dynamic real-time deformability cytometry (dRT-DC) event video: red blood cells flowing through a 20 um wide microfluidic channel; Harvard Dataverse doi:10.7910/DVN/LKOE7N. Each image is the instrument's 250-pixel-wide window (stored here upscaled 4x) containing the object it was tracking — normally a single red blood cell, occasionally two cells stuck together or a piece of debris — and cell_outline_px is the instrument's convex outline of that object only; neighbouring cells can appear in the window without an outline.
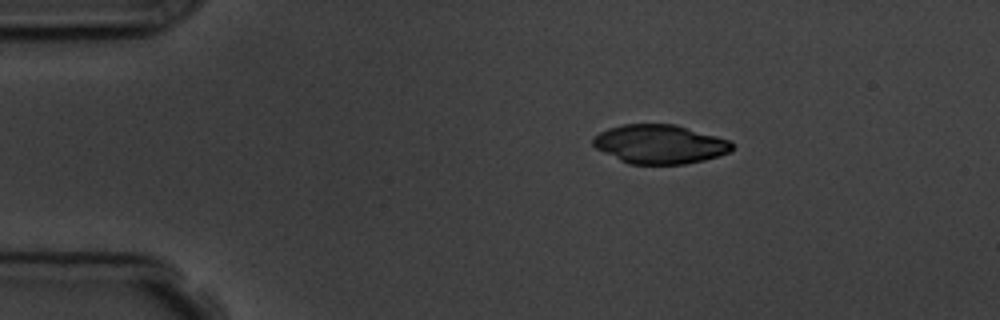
{"species": "common noctule bat (a hibernating species)", "species_latin": "Nyctalus noctula", "temperature_condition": "room temperature", "stored_images_in_passage": 4, "camera_frame_rate_fps": 3000, "um_per_image_px": 0.085, "animal": {"sex": "male", "body_mass_g": 19.5, "forearm_length_mm": 54.6}, "frame": {"image": 1, "passage_image": 1, "time_ms": 0.0, "image_size_px": [1000, 320], "cell_outline_px": [[736, 144], [728, 152], [704, 160], [684, 164], [628, 164], [596, 148], [592, 144], [592, 136], [608, 128], [624, 124], [676, 124], [732, 140]], "centroid_in_image_um": [56.09, 12.24], "position_along_channel_um": 28.9, "area_um2": 31.73}}